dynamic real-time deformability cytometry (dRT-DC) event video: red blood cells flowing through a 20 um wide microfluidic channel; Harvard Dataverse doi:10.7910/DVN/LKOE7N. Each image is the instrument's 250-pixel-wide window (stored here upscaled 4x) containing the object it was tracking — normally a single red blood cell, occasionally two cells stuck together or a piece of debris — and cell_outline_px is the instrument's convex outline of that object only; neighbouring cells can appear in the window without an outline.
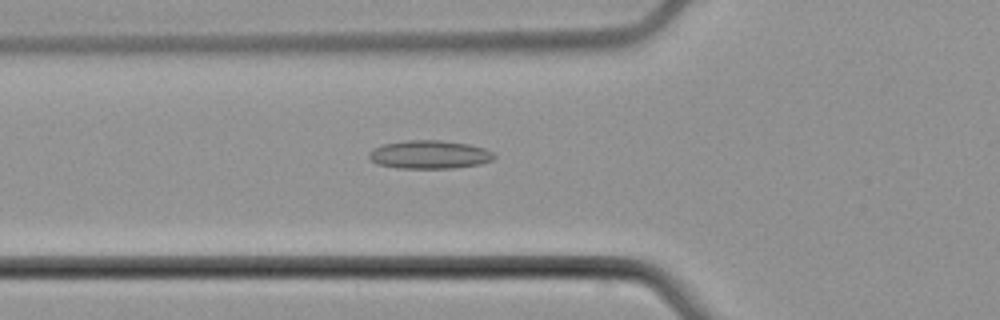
{"species": "common noctule bat (a hibernating species)", "species_latin": "Nyctalus noctula", "temperature_condition": "cold", "stored_images_in_passage": 33, "segment_of_instrument_passage": [1, 2], "camera_frame_rate_fps": 3000, "um_per_image_px": 0.085, "animal": {"sex": "male", "body_mass_g": 21.5, "forearm_length_mm": 52.0}, "frame": {"image": 1, "passage_image": 3, "time_ms": 0.667, "image_size_px": [1000, 320], "cell_outline_px": [[496, 156], [492, 160], [480, 164], [452, 168], [396, 168], [376, 164], [368, 156], [368, 152], [372, 148], [384, 144], [408, 140], [440, 140], [468, 144], [484, 148], [492, 152]], "centroid_in_image_um": [36.48, 13.14], "position_along_channel_um": 89.3, "area_um2": 20.69}}
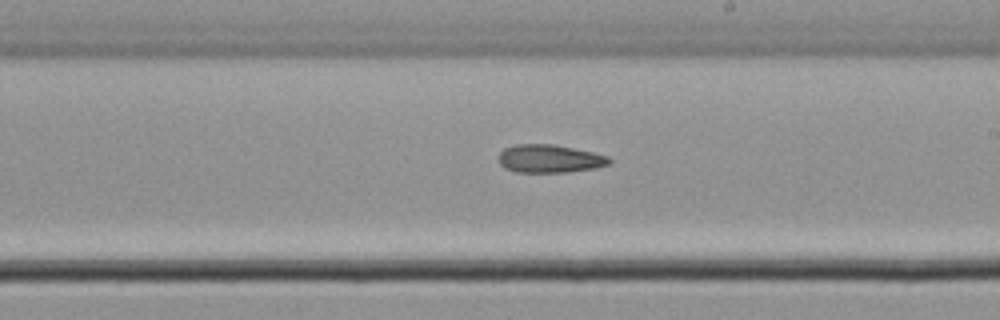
{"frame": {"image": 2, "passage_image": 15, "time_ms": 4.667, "image_size_px": [1000, 320], "cell_outline_px": [[612, 164], [596, 168], [568, 172], [516, 172], [504, 168], [500, 164], [500, 152], [504, 148], [516, 144], [556, 144], [592, 152], [608, 156], [612, 160]], "centroid_in_image_um": [46.75, 13.49], "position_along_channel_um": 242.2, "area_um2": 18.26}}
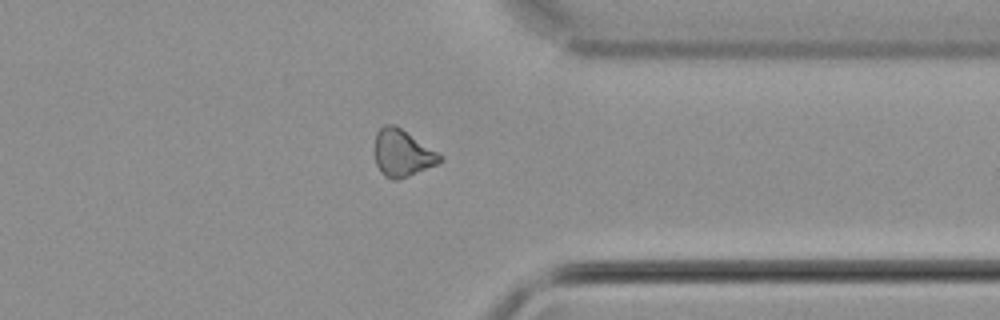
{"frame": {"image": 3, "passage_image": 26, "time_ms": 8.333, "image_size_px": [1000, 320], "cell_outline_px": [[444, 160], [436, 164], [408, 176], [396, 180], [392, 180], [384, 176], [380, 172], [376, 164], [372, 148], [376, 132], [384, 124], [396, 124], [444, 156]], "centroid_in_image_um": [34.15, 12.99], "position_along_channel_um": 377.2, "area_um2": 18.32}}